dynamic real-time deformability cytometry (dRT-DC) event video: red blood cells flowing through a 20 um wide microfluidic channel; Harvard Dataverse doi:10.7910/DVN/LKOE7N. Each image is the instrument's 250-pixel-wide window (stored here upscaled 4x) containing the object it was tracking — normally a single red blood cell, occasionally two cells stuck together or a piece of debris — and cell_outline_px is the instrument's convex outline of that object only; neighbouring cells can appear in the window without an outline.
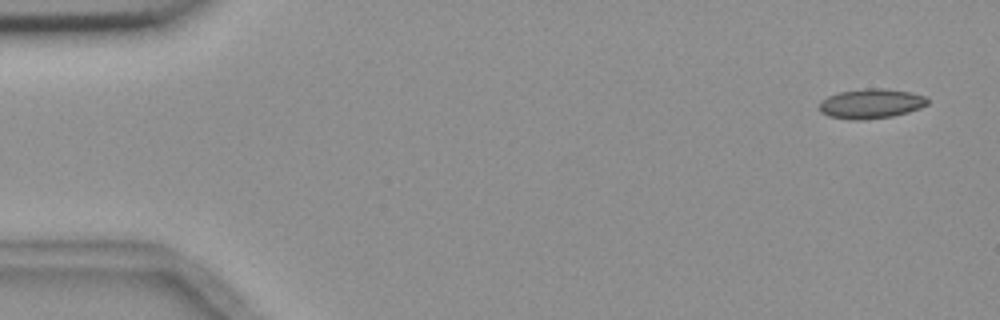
{"species": "common noctule bat (a hibernating species)", "species_latin": "Nyctalus noctula", "temperature_condition": "room temperature", "stored_images_in_passage": 5, "camera_frame_rate_fps": 3000, "um_per_image_px": 0.085, "animal": {"sex": "female", "body_mass_g": 18.4}, "frame": {"image": 1, "passage_image": 1, "time_ms": 0.0, "image_size_px": [1000, 320], "cell_outline_px": [[928, 104], [920, 108], [908, 112], [892, 116], [860, 120], [852, 120], [828, 116], [820, 112], [820, 100], [828, 96], [840, 92], [868, 88], [884, 88], [912, 92], [928, 96]], "centroid_in_image_um": [74.06, 8.8], "position_along_channel_um": 10.9, "area_um2": 18.84}}
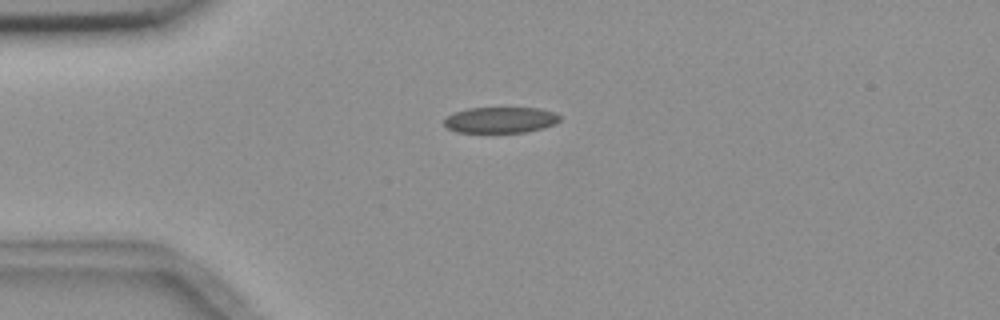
{"frame": {"image": 2, "passage_image": 4, "time_ms": 3.667, "image_size_px": [1000, 320], "cell_outline_px": [[560, 120], [556, 124], [524, 132], [456, 132], [448, 128], [444, 124], [444, 120], [448, 116], [456, 112], [468, 108], [540, 108], [556, 112], [560, 116]], "centroid_in_image_um": [42.57, 10.19], "position_along_channel_um": 42.4, "area_um2": 17.4}}